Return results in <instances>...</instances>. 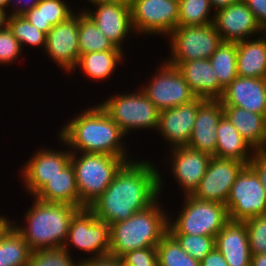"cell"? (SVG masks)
Returning a JSON list of instances; mask_svg holds the SVG:
<instances>
[{
  "instance_id": "cell-42",
  "label": "cell",
  "mask_w": 266,
  "mask_h": 266,
  "mask_svg": "<svg viewBox=\"0 0 266 266\" xmlns=\"http://www.w3.org/2000/svg\"><path fill=\"white\" fill-rule=\"evenodd\" d=\"M248 165L259 177L266 194V151L255 152Z\"/></svg>"
},
{
  "instance_id": "cell-45",
  "label": "cell",
  "mask_w": 266,
  "mask_h": 266,
  "mask_svg": "<svg viewBox=\"0 0 266 266\" xmlns=\"http://www.w3.org/2000/svg\"><path fill=\"white\" fill-rule=\"evenodd\" d=\"M200 266H229L223 255L215 247L209 254H207L201 261Z\"/></svg>"
},
{
  "instance_id": "cell-23",
  "label": "cell",
  "mask_w": 266,
  "mask_h": 266,
  "mask_svg": "<svg viewBox=\"0 0 266 266\" xmlns=\"http://www.w3.org/2000/svg\"><path fill=\"white\" fill-rule=\"evenodd\" d=\"M215 247L229 266H251L249 236L245 221L229 220L216 235Z\"/></svg>"
},
{
  "instance_id": "cell-29",
  "label": "cell",
  "mask_w": 266,
  "mask_h": 266,
  "mask_svg": "<svg viewBox=\"0 0 266 266\" xmlns=\"http://www.w3.org/2000/svg\"><path fill=\"white\" fill-rule=\"evenodd\" d=\"M66 2V0H40L36 7L23 16L47 35L53 26L67 20L75 13V10H72L73 7L69 6L70 2Z\"/></svg>"
},
{
  "instance_id": "cell-11",
  "label": "cell",
  "mask_w": 266,
  "mask_h": 266,
  "mask_svg": "<svg viewBox=\"0 0 266 266\" xmlns=\"http://www.w3.org/2000/svg\"><path fill=\"white\" fill-rule=\"evenodd\" d=\"M132 27L137 35L168 37L178 27L179 1L131 0Z\"/></svg>"
},
{
  "instance_id": "cell-36",
  "label": "cell",
  "mask_w": 266,
  "mask_h": 266,
  "mask_svg": "<svg viewBox=\"0 0 266 266\" xmlns=\"http://www.w3.org/2000/svg\"><path fill=\"white\" fill-rule=\"evenodd\" d=\"M72 256L63 247L35 250L31 252L28 266H80L81 261Z\"/></svg>"
},
{
  "instance_id": "cell-44",
  "label": "cell",
  "mask_w": 266,
  "mask_h": 266,
  "mask_svg": "<svg viewBox=\"0 0 266 266\" xmlns=\"http://www.w3.org/2000/svg\"><path fill=\"white\" fill-rule=\"evenodd\" d=\"M40 0H9V15H24L37 6Z\"/></svg>"
},
{
  "instance_id": "cell-8",
  "label": "cell",
  "mask_w": 266,
  "mask_h": 266,
  "mask_svg": "<svg viewBox=\"0 0 266 266\" xmlns=\"http://www.w3.org/2000/svg\"><path fill=\"white\" fill-rule=\"evenodd\" d=\"M71 246V247H70ZM87 256L85 258L105 255L111 249L110 225L96 218L89 208L79 209L71 218L66 242L63 248L72 252L71 248Z\"/></svg>"
},
{
  "instance_id": "cell-39",
  "label": "cell",
  "mask_w": 266,
  "mask_h": 266,
  "mask_svg": "<svg viewBox=\"0 0 266 266\" xmlns=\"http://www.w3.org/2000/svg\"><path fill=\"white\" fill-rule=\"evenodd\" d=\"M23 53L20 42L13 36L8 26L0 29V67L13 65Z\"/></svg>"
},
{
  "instance_id": "cell-32",
  "label": "cell",
  "mask_w": 266,
  "mask_h": 266,
  "mask_svg": "<svg viewBox=\"0 0 266 266\" xmlns=\"http://www.w3.org/2000/svg\"><path fill=\"white\" fill-rule=\"evenodd\" d=\"M219 83L226 88L237 76V43L223 42L209 58Z\"/></svg>"
},
{
  "instance_id": "cell-40",
  "label": "cell",
  "mask_w": 266,
  "mask_h": 266,
  "mask_svg": "<svg viewBox=\"0 0 266 266\" xmlns=\"http://www.w3.org/2000/svg\"><path fill=\"white\" fill-rule=\"evenodd\" d=\"M120 258L125 266H159L157 246L130 251Z\"/></svg>"
},
{
  "instance_id": "cell-13",
  "label": "cell",
  "mask_w": 266,
  "mask_h": 266,
  "mask_svg": "<svg viewBox=\"0 0 266 266\" xmlns=\"http://www.w3.org/2000/svg\"><path fill=\"white\" fill-rule=\"evenodd\" d=\"M58 141L63 150L51 149L50 147L39 148L29 157V160L21 166L19 176L26 195L34 196L48 181L59 171H62L70 162L72 152L69 146L59 137ZM66 148V149H64Z\"/></svg>"
},
{
  "instance_id": "cell-7",
  "label": "cell",
  "mask_w": 266,
  "mask_h": 266,
  "mask_svg": "<svg viewBox=\"0 0 266 266\" xmlns=\"http://www.w3.org/2000/svg\"><path fill=\"white\" fill-rule=\"evenodd\" d=\"M138 87V90L128 93L124 91L123 94L117 91L115 95L99 103L126 136L132 131L143 129H152L156 132L158 125L160 111L147 98L140 86Z\"/></svg>"
},
{
  "instance_id": "cell-33",
  "label": "cell",
  "mask_w": 266,
  "mask_h": 266,
  "mask_svg": "<svg viewBox=\"0 0 266 266\" xmlns=\"http://www.w3.org/2000/svg\"><path fill=\"white\" fill-rule=\"evenodd\" d=\"M214 16L209 0H179L178 26L209 25Z\"/></svg>"
},
{
  "instance_id": "cell-22",
  "label": "cell",
  "mask_w": 266,
  "mask_h": 266,
  "mask_svg": "<svg viewBox=\"0 0 266 266\" xmlns=\"http://www.w3.org/2000/svg\"><path fill=\"white\" fill-rule=\"evenodd\" d=\"M168 63L178 68L196 97L219 100L223 95L225 88L219 83L209 59Z\"/></svg>"
},
{
  "instance_id": "cell-51",
  "label": "cell",
  "mask_w": 266,
  "mask_h": 266,
  "mask_svg": "<svg viewBox=\"0 0 266 266\" xmlns=\"http://www.w3.org/2000/svg\"><path fill=\"white\" fill-rule=\"evenodd\" d=\"M8 7H9V0H0V8L4 9L9 14Z\"/></svg>"
},
{
  "instance_id": "cell-21",
  "label": "cell",
  "mask_w": 266,
  "mask_h": 266,
  "mask_svg": "<svg viewBox=\"0 0 266 266\" xmlns=\"http://www.w3.org/2000/svg\"><path fill=\"white\" fill-rule=\"evenodd\" d=\"M222 116L223 106L220 100L206 99L199 106L195 125L187 146L211 156H216V129Z\"/></svg>"
},
{
  "instance_id": "cell-48",
  "label": "cell",
  "mask_w": 266,
  "mask_h": 266,
  "mask_svg": "<svg viewBox=\"0 0 266 266\" xmlns=\"http://www.w3.org/2000/svg\"><path fill=\"white\" fill-rule=\"evenodd\" d=\"M251 266H266V253L252 255L251 256Z\"/></svg>"
},
{
  "instance_id": "cell-1",
  "label": "cell",
  "mask_w": 266,
  "mask_h": 266,
  "mask_svg": "<svg viewBox=\"0 0 266 266\" xmlns=\"http://www.w3.org/2000/svg\"><path fill=\"white\" fill-rule=\"evenodd\" d=\"M147 159H132L117 171L111 184L88 207L97 219L111 225L145 210L162 194V171Z\"/></svg>"
},
{
  "instance_id": "cell-10",
  "label": "cell",
  "mask_w": 266,
  "mask_h": 266,
  "mask_svg": "<svg viewBox=\"0 0 266 266\" xmlns=\"http://www.w3.org/2000/svg\"><path fill=\"white\" fill-rule=\"evenodd\" d=\"M149 79L140 88L159 111L181 106L197 98L178 68L164 59Z\"/></svg>"
},
{
  "instance_id": "cell-37",
  "label": "cell",
  "mask_w": 266,
  "mask_h": 266,
  "mask_svg": "<svg viewBox=\"0 0 266 266\" xmlns=\"http://www.w3.org/2000/svg\"><path fill=\"white\" fill-rule=\"evenodd\" d=\"M190 256L201 261L215 248V237L205 235L170 234Z\"/></svg>"
},
{
  "instance_id": "cell-47",
  "label": "cell",
  "mask_w": 266,
  "mask_h": 266,
  "mask_svg": "<svg viewBox=\"0 0 266 266\" xmlns=\"http://www.w3.org/2000/svg\"><path fill=\"white\" fill-rule=\"evenodd\" d=\"M212 6V9L216 12L217 10L227 7L230 4L236 3L239 0H209Z\"/></svg>"
},
{
  "instance_id": "cell-12",
  "label": "cell",
  "mask_w": 266,
  "mask_h": 266,
  "mask_svg": "<svg viewBox=\"0 0 266 266\" xmlns=\"http://www.w3.org/2000/svg\"><path fill=\"white\" fill-rule=\"evenodd\" d=\"M229 220L246 221L266 214V194L255 171L246 165L238 174L225 203Z\"/></svg>"
},
{
  "instance_id": "cell-5",
  "label": "cell",
  "mask_w": 266,
  "mask_h": 266,
  "mask_svg": "<svg viewBox=\"0 0 266 266\" xmlns=\"http://www.w3.org/2000/svg\"><path fill=\"white\" fill-rule=\"evenodd\" d=\"M125 162L112 155L72 152L80 209L88 208L105 191Z\"/></svg>"
},
{
  "instance_id": "cell-4",
  "label": "cell",
  "mask_w": 266,
  "mask_h": 266,
  "mask_svg": "<svg viewBox=\"0 0 266 266\" xmlns=\"http://www.w3.org/2000/svg\"><path fill=\"white\" fill-rule=\"evenodd\" d=\"M160 198L145 210L134 213L131 218L110 225L109 253L120 258L130 251L157 246L168 233L169 218V212L163 210Z\"/></svg>"
},
{
  "instance_id": "cell-49",
  "label": "cell",
  "mask_w": 266,
  "mask_h": 266,
  "mask_svg": "<svg viewBox=\"0 0 266 266\" xmlns=\"http://www.w3.org/2000/svg\"><path fill=\"white\" fill-rule=\"evenodd\" d=\"M88 6L98 3H120V4H131V0H87Z\"/></svg>"
},
{
  "instance_id": "cell-15",
  "label": "cell",
  "mask_w": 266,
  "mask_h": 266,
  "mask_svg": "<svg viewBox=\"0 0 266 266\" xmlns=\"http://www.w3.org/2000/svg\"><path fill=\"white\" fill-rule=\"evenodd\" d=\"M246 164L234 160L212 156L198 188L192 196L199 200L225 204L233 183Z\"/></svg>"
},
{
  "instance_id": "cell-30",
  "label": "cell",
  "mask_w": 266,
  "mask_h": 266,
  "mask_svg": "<svg viewBox=\"0 0 266 266\" xmlns=\"http://www.w3.org/2000/svg\"><path fill=\"white\" fill-rule=\"evenodd\" d=\"M79 11L78 41L80 55L100 51H125L109 40L81 9Z\"/></svg>"
},
{
  "instance_id": "cell-46",
  "label": "cell",
  "mask_w": 266,
  "mask_h": 266,
  "mask_svg": "<svg viewBox=\"0 0 266 266\" xmlns=\"http://www.w3.org/2000/svg\"><path fill=\"white\" fill-rule=\"evenodd\" d=\"M13 219L9 220L5 215L0 214V240L6 231L13 225Z\"/></svg>"
},
{
  "instance_id": "cell-26",
  "label": "cell",
  "mask_w": 266,
  "mask_h": 266,
  "mask_svg": "<svg viewBox=\"0 0 266 266\" xmlns=\"http://www.w3.org/2000/svg\"><path fill=\"white\" fill-rule=\"evenodd\" d=\"M237 74L266 78V37L263 34L237 42Z\"/></svg>"
},
{
  "instance_id": "cell-20",
  "label": "cell",
  "mask_w": 266,
  "mask_h": 266,
  "mask_svg": "<svg viewBox=\"0 0 266 266\" xmlns=\"http://www.w3.org/2000/svg\"><path fill=\"white\" fill-rule=\"evenodd\" d=\"M219 100L222 106H236L266 117V78L237 76Z\"/></svg>"
},
{
  "instance_id": "cell-25",
  "label": "cell",
  "mask_w": 266,
  "mask_h": 266,
  "mask_svg": "<svg viewBox=\"0 0 266 266\" xmlns=\"http://www.w3.org/2000/svg\"><path fill=\"white\" fill-rule=\"evenodd\" d=\"M37 199L50 203H63L80 208L75 170L71 162L59 171L34 195Z\"/></svg>"
},
{
  "instance_id": "cell-50",
  "label": "cell",
  "mask_w": 266,
  "mask_h": 266,
  "mask_svg": "<svg viewBox=\"0 0 266 266\" xmlns=\"http://www.w3.org/2000/svg\"><path fill=\"white\" fill-rule=\"evenodd\" d=\"M9 14L4 10L0 8V29L7 26V19Z\"/></svg>"
},
{
  "instance_id": "cell-9",
  "label": "cell",
  "mask_w": 266,
  "mask_h": 266,
  "mask_svg": "<svg viewBox=\"0 0 266 266\" xmlns=\"http://www.w3.org/2000/svg\"><path fill=\"white\" fill-rule=\"evenodd\" d=\"M169 58L167 62H185L209 59L222 43L214 24L178 26L167 37Z\"/></svg>"
},
{
  "instance_id": "cell-38",
  "label": "cell",
  "mask_w": 266,
  "mask_h": 266,
  "mask_svg": "<svg viewBox=\"0 0 266 266\" xmlns=\"http://www.w3.org/2000/svg\"><path fill=\"white\" fill-rule=\"evenodd\" d=\"M245 224L251 256L266 253V214L250 218Z\"/></svg>"
},
{
  "instance_id": "cell-3",
  "label": "cell",
  "mask_w": 266,
  "mask_h": 266,
  "mask_svg": "<svg viewBox=\"0 0 266 266\" xmlns=\"http://www.w3.org/2000/svg\"><path fill=\"white\" fill-rule=\"evenodd\" d=\"M31 200V207L26 210L22 220L24 226L13 221L15 228L23 235L32 251L63 247L71 218L80 208L63 203L44 202L34 196Z\"/></svg>"
},
{
  "instance_id": "cell-18",
  "label": "cell",
  "mask_w": 266,
  "mask_h": 266,
  "mask_svg": "<svg viewBox=\"0 0 266 266\" xmlns=\"http://www.w3.org/2000/svg\"><path fill=\"white\" fill-rule=\"evenodd\" d=\"M91 6H93L92 9L84 7L81 10L84 9L83 11L109 40L118 48L124 50L123 44L135 33L132 27L130 5L98 3Z\"/></svg>"
},
{
  "instance_id": "cell-6",
  "label": "cell",
  "mask_w": 266,
  "mask_h": 266,
  "mask_svg": "<svg viewBox=\"0 0 266 266\" xmlns=\"http://www.w3.org/2000/svg\"><path fill=\"white\" fill-rule=\"evenodd\" d=\"M180 212L168 218L169 234L205 235L216 237L229 221L225 204L199 200L192 195L182 197Z\"/></svg>"
},
{
  "instance_id": "cell-43",
  "label": "cell",
  "mask_w": 266,
  "mask_h": 266,
  "mask_svg": "<svg viewBox=\"0 0 266 266\" xmlns=\"http://www.w3.org/2000/svg\"><path fill=\"white\" fill-rule=\"evenodd\" d=\"M252 11L257 23L262 28L266 27V0H243Z\"/></svg>"
},
{
  "instance_id": "cell-2",
  "label": "cell",
  "mask_w": 266,
  "mask_h": 266,
  "mask_svg": "<svg viewBox=\"0 0 266 266\" xmlns=\"http://www.w3.org/2000/svg\"><path fill=\"white\" fill-rule=\"evenodd\" d=\"M95 104L66 120L58 130V136L71 152L112 155L126 162L132 160L125 146V133L100 104Z\"/></svg>"
},
{
  "instance_id": "cell-41",
  "label": "cell",
  "mask_w": 266,
  "mask_h": 266,
  "mask_svg": "<svg viewBox=\"0 0 266 266\" xmlns=\"http://www.w3.org/2000/svg\"><path fill=\"white\" fill-rule=\"evenodd\" d=\"M80 266H125L121 258L108 253L100 256L85 258L81 261Z\"/></svg>"
},
{
  "instance_id": "cell-28",
  "label": "cell",
  "mask_w": 266,
  "mask_h": 266,
  "mask_svg": "<svg viewBox=\"0 0 266 266\" xmlns=\"http://www.w3.org/2000/svg\"><path fill=\"white\" fill-rule=\"evenodd\" d=\"M216 157L238 160L246 165L256 152L223 115L216 129Z\"/></svg>"
},
{
  "instance_id": "cell-14",
  "label": "cell",
  "mask_w": 266,
  "mask_h": 266,
  "mask_svg": "<svg viewBox=\"0 0 266 266\" xmlns=\"http://www.w3.org/2000/svg\"><path fill=\"white\" fill-rule=\"evenodd\" d=\"M78 29L79 11L53 26L46 35L44 53L63 73H71L79 60Z\"/></svg>"
},
{
  "instance_id": "cell-17",
  "label": "cell",
  "mask_w": 266,
  "mask_h": 266,
  "mask_svg": "<svg viewBox=\"0 0 266 266\" xmlns=\"http://www.w3.org/2000/svg\"><path fill=\"white\" fill-rule=\"evenodd\" d=\"M205 100L197 97L189 103L160 111L156 132L169 148L188 145L199 106Z\"/></svg>"
},
{
  "instance_id": "cell-34",
  "label": "cell",
  "mask_w": 266,
  "mask_h": 266,
  "mask_svg": "<svg viewBox=\"0 0 266 266\" xmlns=\"http://www.w3.org/2000/svg\"><path fill=\"white\" fill-rule=\"evenodd\" d=\"M7 26L20 42L22 49L28 45L29 47L45 49L46 34L32 25L23 15H9Z\"/></svg>"
},
{
  "instance_id": "cell-27",
  "label": "cell",
  "mask_w": 266,
  "mask_h": 266,
  "mask_svg": "<svg viewBox=\"0 0 266 266\" xmlns=\"http://www.w3.org/2000/svg\"><path fill=\"white\" fill-rule=\"evenodd\" d=\"M125 59L124 51H98L80 55L77 65L71 72L82 71L84 76L94 82H103L115 73L117 66L122 65ZM97 80V81H96Z\"/></svg>"
},
{
  "instance_id": "cell-16",
  "label": "cell",
  "mask_w": 266,
  "mask_h": 266,
  "mask_svg": "<svg viewBox=\"0 0 266 266\" xmlns=\"http://www.w3.org/2000/svg\"><path fill=\"white\" fill-rule=\"evenodd\" d=\"M169 150L170 154L164 158L168 161L164 163L169 164L170 174L174 177L176 184L179 185V191L183 190L181 191L183 194L180 195H192L198 188L212 156L187 145L176 146L169 148Z\"/></svg>"
},
{
  "instance_id": "cell-31",
  "label": "cell",
  "mask_w": 266,
  "mask_h": 266,
  "mask_svg": "<svg viewBox=\"0 0 266 266\" xmlns=\"http://www.w3.org/2000/svg\"><path fill=\"white\" fill-rule=\"evenodd\" d=\"M32 250L12 225L0 240V266H28Z\"/></svg>"
},
{
  "instance_id": "cell-24",
  "label": "cell",
  "mask_w": 266,
  "mask_h": 266,
  "mask_svg": "<svg viewBox=\"0 0 266 266\" xmlns=\"http://www.w3.org/2000/svg\"><path fill=\"white\" fill-rule=\"evenodd\" d=\"M223 115L256 151H266V117L236 106H223Z\"/></svg>"
},
{
  "instance_id": "cell-19",
  "label": "cell",
  "mask_w": 266,
  "mask_h": 266,
  "mask_svg": "<svg viewBox=\"0 0 266 266\" xmlns=\"http://www.w3.org/2000/svg\"><path fill=\"white\" fill-rule=\"evenodd\" d=\"M213 24L223 42L237 43L262 34V28L243 0L217 10Z\"/></svg>"
},
{
  "instance_id": "cell-52",
  "label": "cell",
  "mask_w": 266,
  "mask_h": 266,
  "mask_svg": "<svg viewBox=\"0 0 266 266\" xmlns=\"http://www.w3.org/2000/svg\"><path fill=\"white\" fill-rule=\"evenodd\" d=\"M262 34L266 37V27L262 30Z\"/></svg>"
},
{
  "instance_id": "cell-35",
  "label": "cell",
  "mask_w": 266,
  "mask_h": 266,
  "mask_svg": "<svg viewBox=\"0 0 266 266\" xmlns=\"http://www.w3.org/2000/svg\"><path fill=\"white\" fill-rule=\"evenodd\" d=\"M157 259L159 266H200L169 233L157 244Z\"/></svg>"
}]
</instances>
